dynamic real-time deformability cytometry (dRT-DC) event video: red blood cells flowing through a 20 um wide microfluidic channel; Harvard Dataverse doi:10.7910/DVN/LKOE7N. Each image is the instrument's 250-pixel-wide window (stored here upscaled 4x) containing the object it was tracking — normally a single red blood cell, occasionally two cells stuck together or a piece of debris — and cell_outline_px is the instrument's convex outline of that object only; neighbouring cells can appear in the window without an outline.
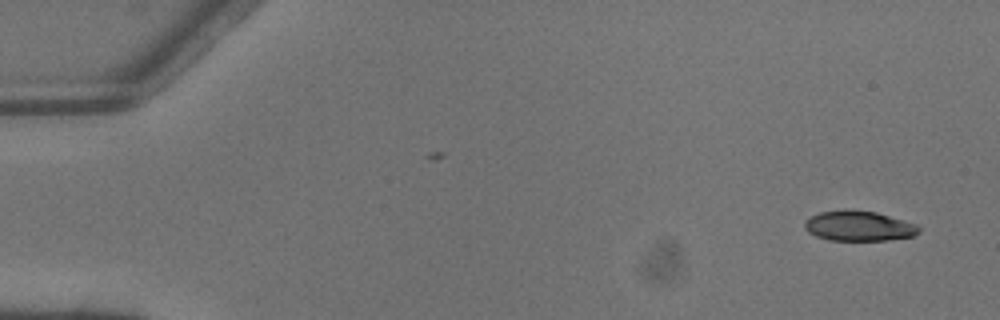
{"species": "common noctule bat (a hibernating species)", "species_latin": "Nyctalus noctula", "temperature_condition": "warm", "stored_images_in_passage": 5, "segment_of_instrument_passage": [1, 2], "camera_frame_rate_fps": 3000, "um_per_image_px": 0.085, "animal": {"sex": "male", "body_mass_g": 13.3}, "frame": {"image": 1, "passage_image": 1, "time_ms": 0.0, "image_size_px": [1000, 320], "cell_outline_px": [[920, 232], [912, 236], [888, 240], [828, 240], [816, 236], [808, 232], [804, 228], [804, 220], [820, 212], [844, 208], [876, 212], [904, 220], [916, 224], [920, 228]], "centroid_in_image_um": [72.97, 19.19], "position_along_channel_um": 12.0, "area_um2": 20.23}}